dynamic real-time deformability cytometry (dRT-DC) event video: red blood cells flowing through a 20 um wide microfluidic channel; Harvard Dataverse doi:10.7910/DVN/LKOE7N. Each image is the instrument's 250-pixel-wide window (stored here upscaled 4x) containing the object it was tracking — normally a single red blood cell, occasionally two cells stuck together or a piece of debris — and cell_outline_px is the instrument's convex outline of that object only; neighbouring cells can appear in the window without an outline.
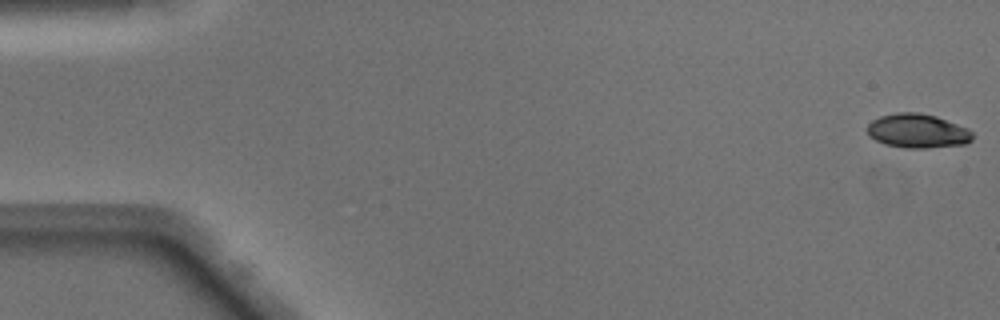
{"species": "Egyptian fruit bat (a non-hibernating species)", "species_latin": "Rousettus aegyptiacus", "temperature_condition": "warm", "stored_images_in_passage": 49, "camera_frame_rate_fps": 3000, "um_per_image_px": 0.085, "animal": {"sex": "male"}, "frame": {"image": 1, "passage_image": 1, "time_ms": 0.0, "image_size_px": [1000, 320], "cell_outline_px": [[972, 140], [964, 144], [924, 148], [904, 148], [884, 144], [868, 136], [868, 124], [872, 120], [880, 116], [896, 112], [920, 112], [936, 116], [968, 128], [972, 132]], "centroid_in_image_um": [77.97, 11.12], "position_along_channel_um": 7.0, "area_um2": 20.98}}
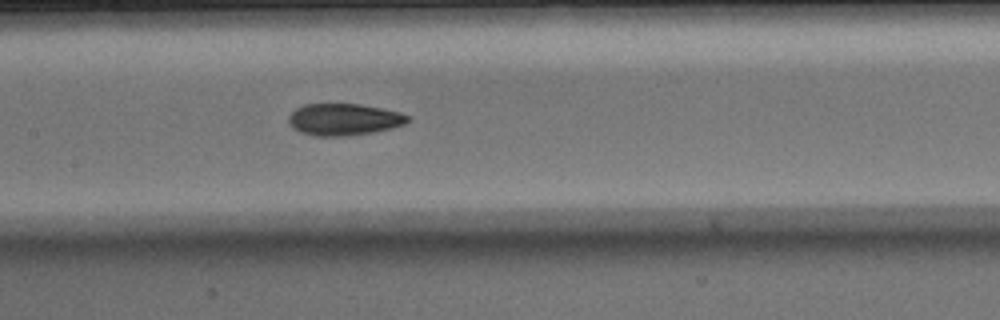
{"frame": {"image": 2, "passage_image": 24, "time_ms": 7.667, "image_size_px": [1000, 320], "cell_outline_px": [[412, 120], [404, 124], [392, 128], [376, 132], [348, 136], [312, 136], [300, 132], [292, 128], [288, 120], [288, 116], [296, 108], [304, 104], [360, 104], [400, 112], [412, 116]], "centroid_in_image_um": [29.26, 10.16], "position_along_channel_um": 178.1, "area_um2": 22.43}}
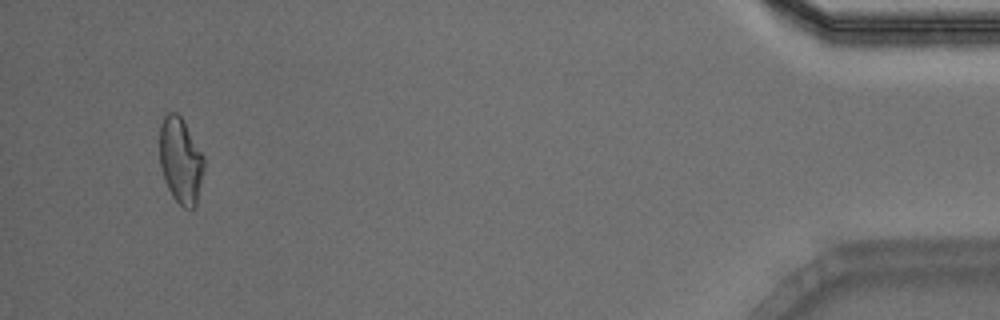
{"frame": {"image": 3, "passage_image": 47, "time_ms": 15.333, "image_size_px": [1000, 320], "cell_outline_px": [[204, 168], [196, 208], [184, 208], [172, 196], [164, 180], [160, 164], [160, 124], [164, 116], [168, 112], [176, 112], [184, 120], [204, 156]], "centroid_in_image_um": [15.36, 13.64], "position_along_channel_um": 419.8, "area_um2": 22.37}, "authors_computed_cell_mechanics": {"area_um2": 22.0218, "velocity_mm_per_s": 4.1249, "shape_relaxation_time_tau1_ms": 6.0671, "shape_relaxation_time_tau2_ms": 2.2812, "deformation_change_tau1": 0.1878, "deformation_change_tau2": 0.0861}}